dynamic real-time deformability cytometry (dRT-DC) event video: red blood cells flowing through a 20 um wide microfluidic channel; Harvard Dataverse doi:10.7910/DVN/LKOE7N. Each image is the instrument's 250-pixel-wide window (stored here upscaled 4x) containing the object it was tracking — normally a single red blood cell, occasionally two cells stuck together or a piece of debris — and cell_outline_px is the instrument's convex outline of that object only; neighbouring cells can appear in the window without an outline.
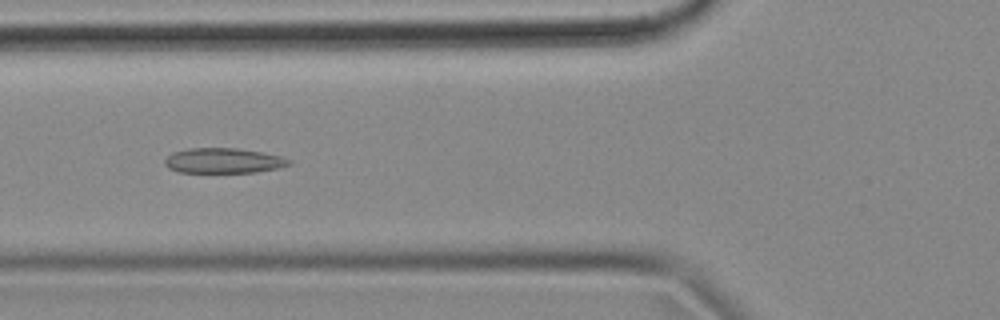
{"species": "common noctule bat (a hibernating species)", "species_latin": "Nyctalus noctula", "temperature_condition": "cold", "stored_images_in_passage": 50, "camera_frame_rate_fps": 3000, "um_per_image_px": 0.085, "animal": {"sex": "female", "body_mass_g": 18.4}, "frame": {"image": 1, "passage_image": 15, "time_ms": 4.667, "image_size_px": [1000, 320], "cell_outline_px": [[292, 164], [280, 168], [256, 172], [180, 172], [168, 168], [164, 164], [164, 160], [172, 152], [188, 148], [236, 148], [260, 152], [280, 156], [292, 160]], "centroid_in_image_um": [19.0, 13.65], "position_along_channel_um": 106.8, "area_um2": 18.21}}
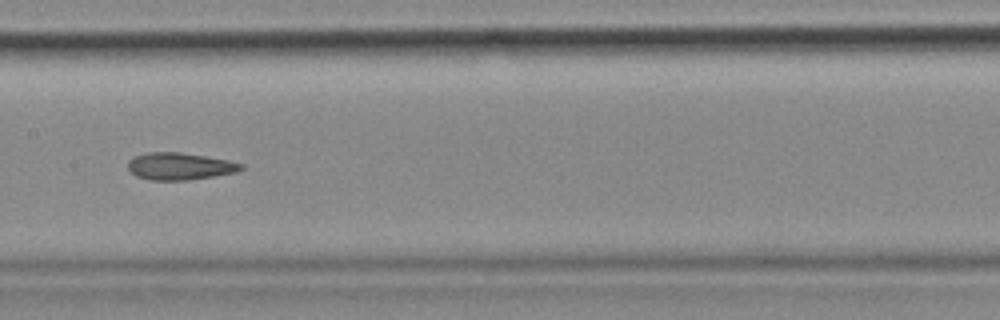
{"frame": {"image": 2, "passage_image": 22, "time_ms": 7.0, "image_size_px": [1000, 320], "cell_outline_px": [[244, 168], [236, 172], [188, 180], [148, 180], [136, 176], [128, 168], [128, 160], [132, 156], [148, 152], [180, 152], [228, 160], [244, 164]], "centroid_in_image_um": [15.25, 14.13], "position_along_channel_um": 192.2, "area_um2": 17.92}, "authors_computed_cell_mechanics": {"area_um2": 18.2359, "velocity_mm_per_s": 3.6472, "shape_relaxation_time_tau1_ms": null, "shape_relaxation_time_tau2_ms": 2.9357, "deformation_change_tau1": null, "deformation_change_tau2": 0.1007}}